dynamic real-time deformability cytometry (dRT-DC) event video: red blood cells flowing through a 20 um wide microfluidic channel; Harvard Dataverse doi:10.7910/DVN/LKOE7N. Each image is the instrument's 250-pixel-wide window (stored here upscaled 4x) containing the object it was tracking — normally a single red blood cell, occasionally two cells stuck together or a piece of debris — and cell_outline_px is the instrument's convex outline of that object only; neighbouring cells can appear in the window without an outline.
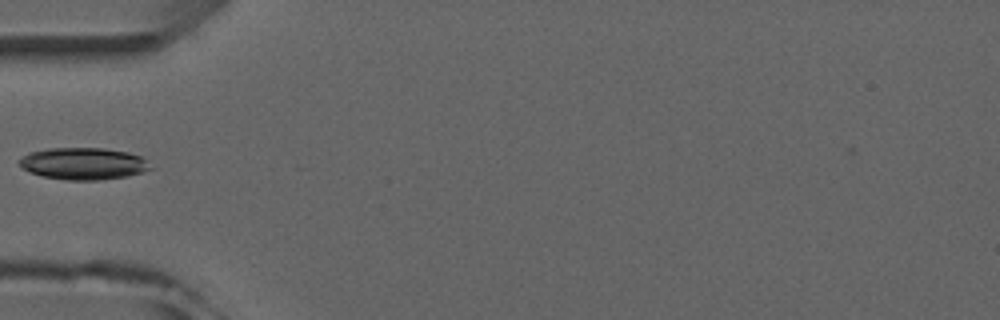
{"species": "common noctule bat (a hibernating species)", "species_latin": "Nyctalus noctula", "temperature_condition": "room temperature", "stored_images_in_passage": 4, "camera_frame_rate_fps": 3000, "um_per_image_px": 0.085, "animal": {"sex": "male", "forearm_length_mm": 52.5}, "frame": {"image": 1, "passage_image": 2, "time_ms": 1.333, "image_size_px": [1000, 320], "cell_outline_px": [[156, 168], [128, 176], [100, 180], [68, 180], [44, 176], [20, 168], [20, 156], [28, 152], [48, 148], [104, 148], [128, 152], [140, 156]], "centroid_in_image_um": [7.11, 13.9], "position_along_channel_um": 77.9, "area_um2": 24.57}}
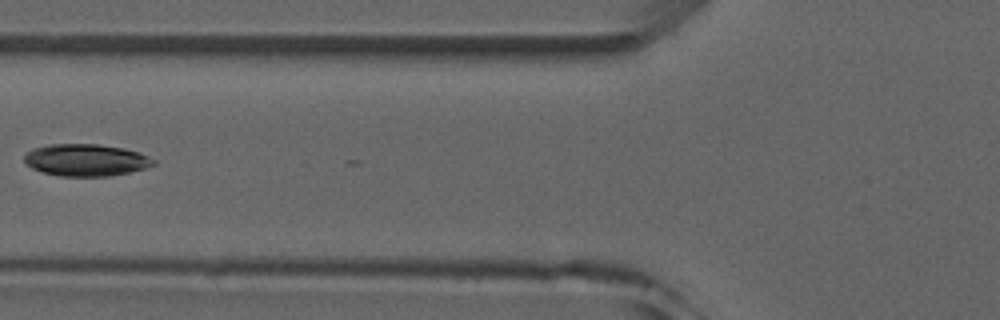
{"frame": {"image": 2, "passage_image": 3, "time_ms": 2.333, "image_size_px": [1000, 320], "cell_outline_px": [[156, 164], [144, 168], [128, 172], [108, 176], [60, 176], [40, 172], [32, 168], [24, 160], [24, 156], [32, 148], [48, 144], [100, 144], [124, 148], [140, 152], [156, 160]], "centroid_in_image_um": [7.3, 13.59], "position_along_channel_um": 118.5, "area_um2": 24.22}}
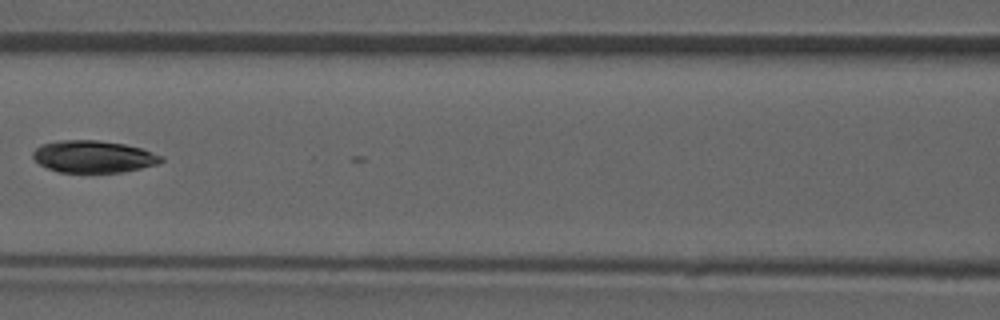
{"frame": {"image": 3, "passage_image": 4, "time_ms": 3.333, "image_size_px": [1000, 320], "cell_outline_px": [[164, 160], [156, 164], [124, 172], [60, 172], [48, 168], [40, 164], [32, 156], [32, 152], [40, 144], [56, 140], [96, 140], [124, 144], [140, 148], [164, 156]], "centroid_in_image_um": [7.92, 13.3], "position_along_channel_um": 158.7, "area_um2": 23.93}}